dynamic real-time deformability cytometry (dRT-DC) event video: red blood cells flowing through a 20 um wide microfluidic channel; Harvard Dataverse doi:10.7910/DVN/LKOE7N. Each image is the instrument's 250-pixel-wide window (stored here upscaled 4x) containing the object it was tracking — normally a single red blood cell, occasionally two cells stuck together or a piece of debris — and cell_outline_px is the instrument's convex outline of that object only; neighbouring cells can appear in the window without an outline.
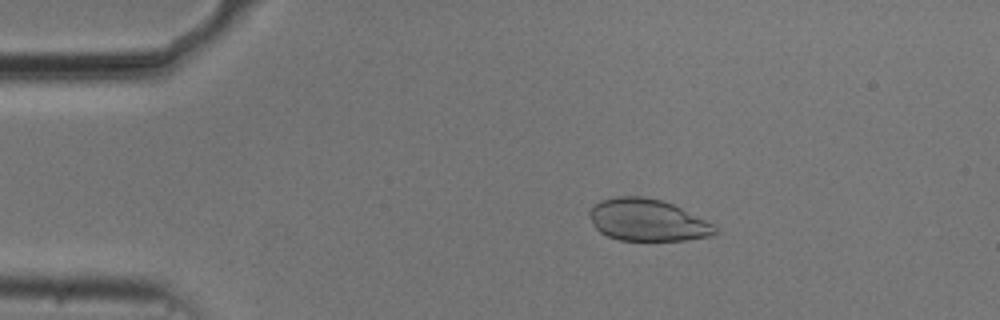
{"species": "common noctule bat (a hibernating species)", "species_latin": "Nyctalus noctula", "temperature_condition": "cold", "stored_images_in_passage": 54, "camera_frame_rate_fps": 3000, "um_per_image_px": 0.085, "animal": {"sex": "male", "body_mass_g": 20.5, "forearm_length_mm": 52.5}, "frame": {"image": 1, "passage_image": 10, "time_ms": 3.0, "image_size_px": [1000, 320], "cell_outline_px": [[716, 232], [712, 236], [688, 240], [620, 240], [608, 236], [600, 232], [592, 224], [588, 216], [588, 212], [600, 200], [620, 196], [640, 196], [660, 200], [672, 204], [712, 224], [716, 228]], "centroid_in_image_um": [54.99, 18.72], "position_along_channel_um": 30.0, "area_um2": 30.35}}
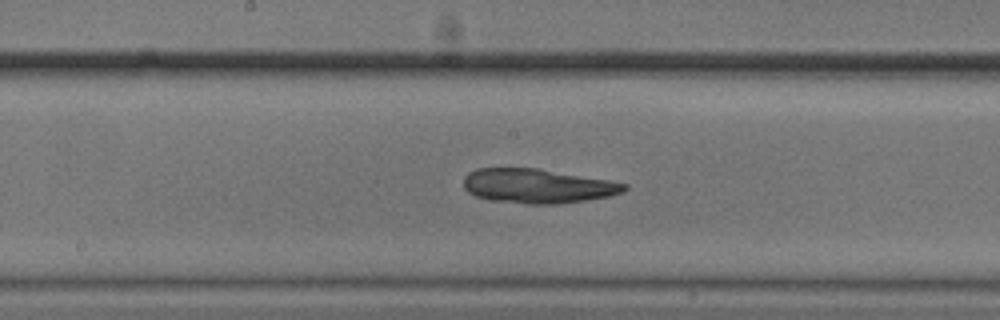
{"frame": {"image": 2, "passage_image": 28, "time_ms": 9.0, "image_size_px": [1000, 320], "cell_outline_px": [[628, 188], [624, 192], [608, 196], [584, 200], [556, 204], [524, 204], [492, 200], [476, 196], [468, 192], [464, 188], [464, 176], [468, 172], [476, 168], [536, 168], [608, 180], [628, 184]], "centroid_in_image_um": [45.66, 15.81], "position_along_channel_um": 202.5, "area_um2": 32.08}}
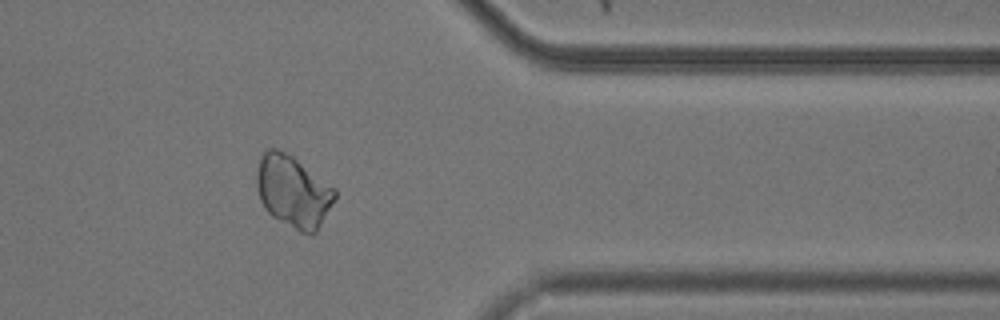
{"frame": {"image": 3, "passage_image": 44, "time_ms": 14.333, "image_size_px": [1000, 320], "cell_outline_px": [[336, 196], [316, 232], [300, 232], [272, 216], [264, 208], [260, 200], [256, 184], [256, 172], [260, 156], [268, 148], [276, 148], [292, 156], [336, 188]], "centroid_in_image_um": [24.89, 16.24], "position_along_channel_um": 386.5, "area_um2": 32.43}}